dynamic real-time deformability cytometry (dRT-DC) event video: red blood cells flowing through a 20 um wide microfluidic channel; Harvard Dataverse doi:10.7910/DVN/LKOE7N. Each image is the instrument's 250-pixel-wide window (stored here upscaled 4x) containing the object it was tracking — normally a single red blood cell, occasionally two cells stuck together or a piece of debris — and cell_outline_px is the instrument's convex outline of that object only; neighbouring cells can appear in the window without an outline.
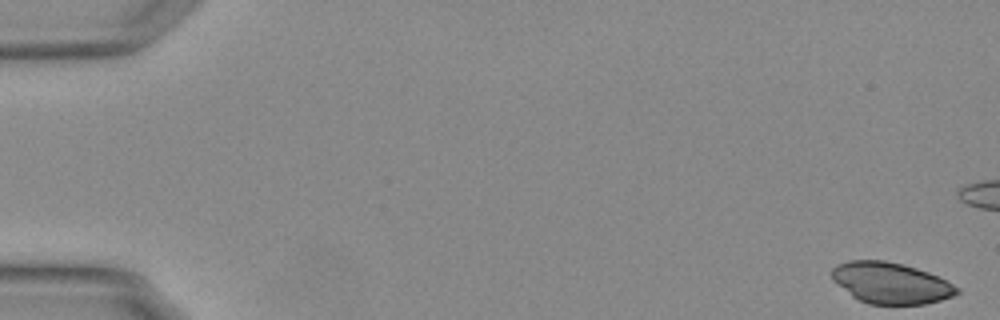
{"species": "Egyptian fruit bat (a non-hibernating species)", "species_latin": "Rousettus aegyptiacus", "temperature_condition": "warm", "stored_images_in_passage": 13, "camera_frame_rate_fps": 3000, "um_per_image_px": 0.085, "animal": {"sex": "female"}, "frame": {"image": 1, "passage_image": 1, "time_ms": 0.0, "image_size_px": [1000, 320], "cell_outline_px": [[960, 292], [952, 296], [940, 300], [924, 304], [868, 304], [852, 296], [832, 280], [832, 268], [836, 264], [848, 260], [884, 260], [916, 268], [928, 272], [960, 288]], "centroid_in_image_um": [75.69, 24.05], "position_along_channel_um": 9.3, "area_um2": 29.82}}